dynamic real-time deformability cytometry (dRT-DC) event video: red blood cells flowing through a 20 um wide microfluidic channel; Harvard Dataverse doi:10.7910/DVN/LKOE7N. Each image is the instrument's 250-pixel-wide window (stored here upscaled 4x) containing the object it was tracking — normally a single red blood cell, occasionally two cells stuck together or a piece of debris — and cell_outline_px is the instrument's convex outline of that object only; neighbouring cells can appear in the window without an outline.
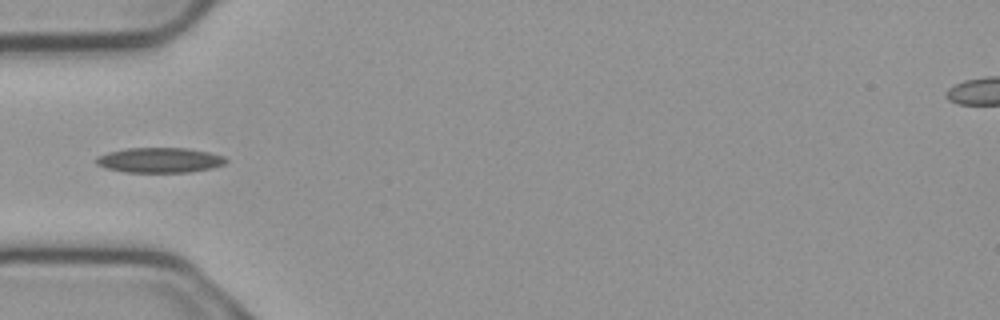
{"species": "common noctule bat (a hibernating species)", "species_latin": "Nyctalus noctula", "temperature_condition": "cold", "stored_images_in_passage": 7, "camera_frame_rate_fps": 3000, "um_per_image_px": 0.085, "animal": {"sex": "male", "body_mass_g": 23.1, "forearm_length_mm": 52.7}, "frame": {"image": 1, "passage_image": 4, "time_ms": 1.0, "image_size_px": [1000, 320], "cell_outline_px": [[228, 160], [224, 164], [212, 168], [188, 172], [124, 172], [104, 168], [96, 164], [96, 156], [108, 152], [128, 148], [184, 148], [208, 152], [224, 156]], "centroid_in_image_um": [13.54, 13.61], "position_along_channel_um": 71.5, "area_um2": 18.96}}
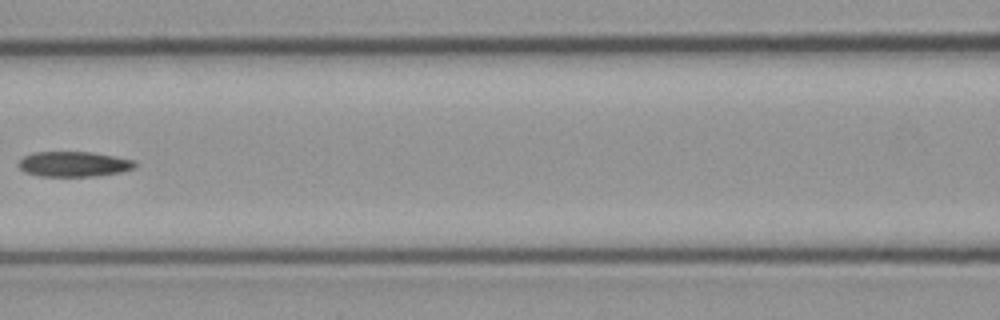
{"frame": {"image": 2, "passage_image": 6, "time_ms": 1.667, "image_size_px": [1000, 320], "cell_outline_px": [[136, 164], [132, 168], [120, 172], [96, 176], [40, 176], [24, 172], [16, 164], [24, 156], [32, 152], [92, 152], [136, 160]], "centroid_in_image_um": [6.24, 13.94], "position_along_channel_um": 160.4, "area_um2": 17.11}}
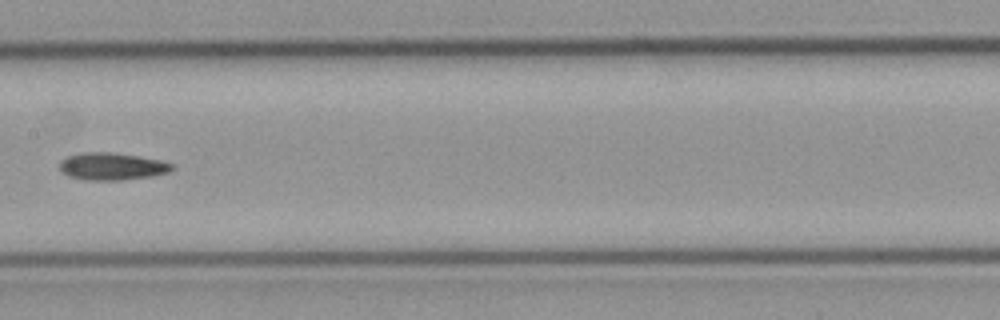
{"frame": {"image": 3, "passage_image": 7, "time_ms": 2.0, "image_size_px": [1000, 320], "cell_outline_px": [[172, 168], [168, 172], [152, 176], [124, 180], [84, 180], [68, 176], [60, 168], [60, 160], [68, 156], [84, 152], [112, 152], [160, 160], [172, 164]], "centroid_in_image_um": [9.49, 14.15], "position_along_channel_um": 197.9, "area_um2": 17.74}}